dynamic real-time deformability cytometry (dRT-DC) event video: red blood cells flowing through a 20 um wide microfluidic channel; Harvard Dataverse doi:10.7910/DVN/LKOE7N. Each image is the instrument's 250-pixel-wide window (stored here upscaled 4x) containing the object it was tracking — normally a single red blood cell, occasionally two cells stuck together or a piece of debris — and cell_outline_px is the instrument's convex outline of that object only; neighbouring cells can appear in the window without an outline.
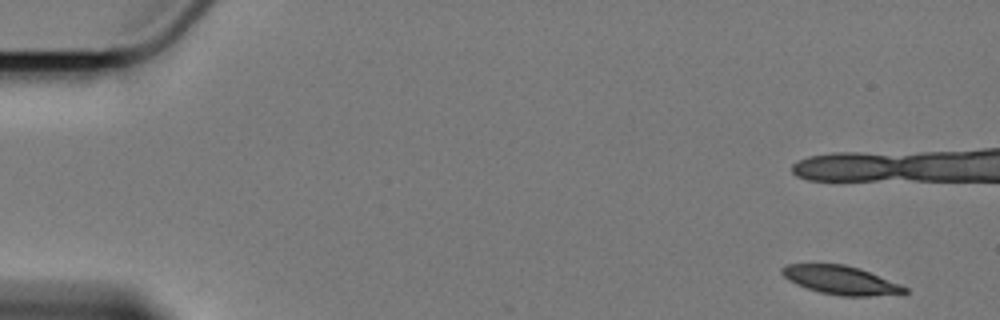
{"species": "Egyptian fruit bat (a non-hibernating species)", "species_latin": "Rousettus aegyptiacus", "temperature_condition": "cold", "stored_images_in_passage": 24, "camera_frame_rate_fps": 3000, "um_per_image_px": 0.085, "animal": {"sex": "female"}, "frame": {"image": 1, "passage_image": 1, "time_ms": 0.0, "image_size_px": [1000, 320], "cell_outline_px": [[908, 292], [872, 296], [840, 296], [820, 292], [796, 284], [788, 280], [780, 272], [780, 268], [788, 264], [844, 264], [860, 268], [900, 284], [908, 288]], "centroid_in_image_um": [71.45, 23.8], "position_along_channel_um": 13.6, "area_um2": 20.35}}